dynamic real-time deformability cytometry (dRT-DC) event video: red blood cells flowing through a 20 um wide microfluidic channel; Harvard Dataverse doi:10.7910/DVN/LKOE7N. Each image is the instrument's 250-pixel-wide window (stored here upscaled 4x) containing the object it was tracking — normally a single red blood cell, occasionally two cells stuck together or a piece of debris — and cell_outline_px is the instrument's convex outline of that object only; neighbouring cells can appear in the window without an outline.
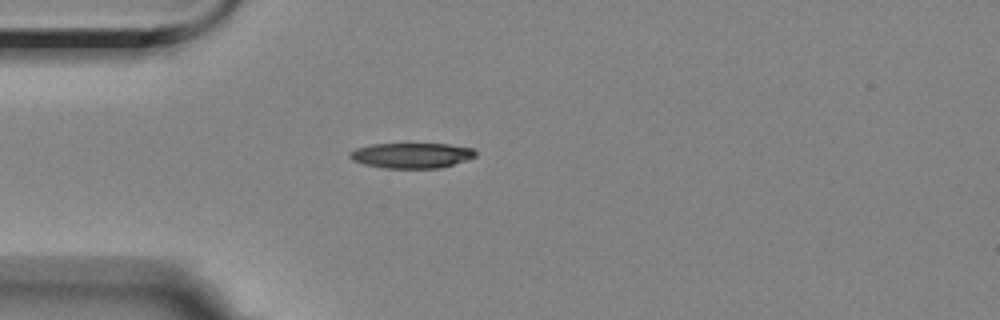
{"species": "Egyptian fruit bat (a non-hibernating species)", "species_latin": "Rousettus aegyptiacus", "temperature_condition": "room temperature", "stored_images_in_passage": 42, "camera_frame_rate_fps": 3000, "um_per_image_px": 0.085, "animal": {"sex": "female"}, "frame": {"image": 1, "passage_image": 1, "time_ms": 0.0, "image_size_px": [1000, 320], "cell_outline_px": [[476, 156], [440, 168], [384, 168], [364, 164], [352, 160], [348, 156], [348, 152], [356, 148], [372, 144], [448, 144], [472, 148], [476, 152]], "centroid_in_image_um": [34.93, 13.21], "position_along_channel_um": 50.1, "area_um2": 18.44}}
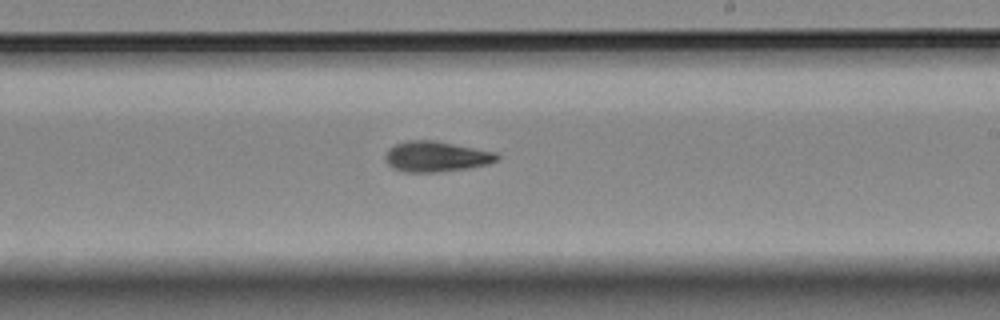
{"frame": {"image": 2, "passage_image": 19, "time_ms": 6.0, "image_size_px": [1000, 320], "cell_outline_px": [[500, 160], [488, 164], [468, 168], [436, 172], [404, 172], [392, 168], [384, 160], [384, 156], [388, 148], [396, 144], [408, 140], [436, 140], [496, 152], [500, 156]], "centroid_in_image_um": [37.07, 13.3], "position_along_channel_um": 251.9, "area_um2": 20.11}}
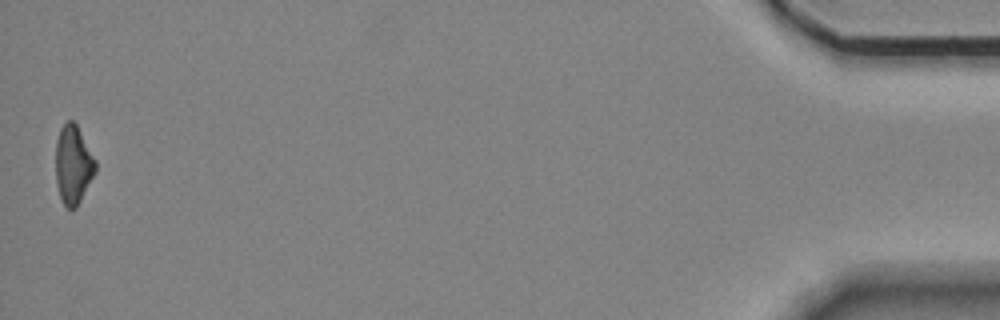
{"frame": {"image": 3, "passage_image": 42, "time_ms": 13.667, "image_size_px": [1000, 320], "cell_outline_px": [[96, 172], [76, 208], [68, 208], [64, 204], [60, 196], [56, 184], [56, 140], [60, 128], [68, 120], [72, 120], [76, 124], [96, 160]], "centroid_in_image_um": [6.22, 13.99], "position_along_channel_um": 429.0, "area_um2": 18.15}, "authors_computed_cell_mechanics": {"area_um2": 19.2474, "velocity_mm_per_s": 3.5138, "shape_relaxation_time_tau1_ms": 6.614, "shape_relaxation_time_tau2_ms": null, "deformation_change_tau1": 0.1838, "deformation_change_tau2": null}}